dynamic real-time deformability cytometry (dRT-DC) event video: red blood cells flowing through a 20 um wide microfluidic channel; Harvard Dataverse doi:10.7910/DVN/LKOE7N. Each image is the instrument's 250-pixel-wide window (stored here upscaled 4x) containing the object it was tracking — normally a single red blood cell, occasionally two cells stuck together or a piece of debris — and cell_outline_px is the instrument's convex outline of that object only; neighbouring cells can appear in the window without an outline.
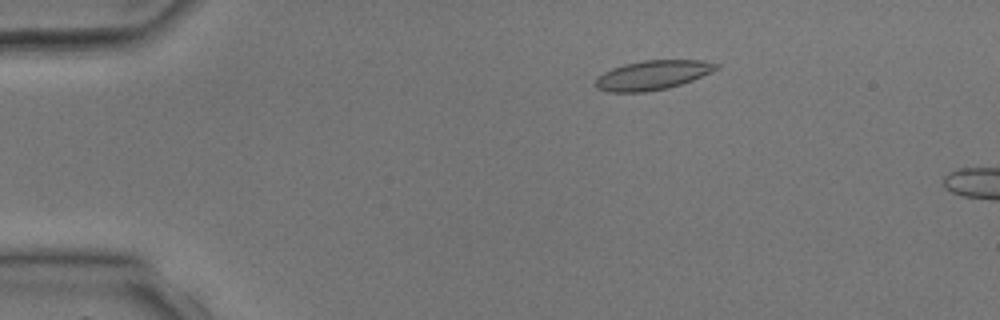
{"species": "common noctule bat (a hibernating species)", "species_latin": "Nyctalus noctula", "temperature_condition": "room temperature", "stored_images_in_passage": 3, "camera_frame_rate_fps": 3000, "um_per_image_px": 0.085, "animal": {"sex": "male", "body_mass_g": 17.9, "forearm_length_mm": 54.2}, "frame": {"image": 1, "passage_image": 2, "time_ms": 2.0, "image_size_px": [1000, 320], "cell_outline_px": [[720, 68], [712, 72], [692, 80], [668, 88], [644, 92], [608, 92], [596, 88], [592, 84], [596, 76], [612, 68], [624, 64], [644, 60], [704, 60], [720, 64]], "centroid_in_image_um": [55.44, 6.38], "position_along_channel_um": 29.6, "area_um2": 20.92}}